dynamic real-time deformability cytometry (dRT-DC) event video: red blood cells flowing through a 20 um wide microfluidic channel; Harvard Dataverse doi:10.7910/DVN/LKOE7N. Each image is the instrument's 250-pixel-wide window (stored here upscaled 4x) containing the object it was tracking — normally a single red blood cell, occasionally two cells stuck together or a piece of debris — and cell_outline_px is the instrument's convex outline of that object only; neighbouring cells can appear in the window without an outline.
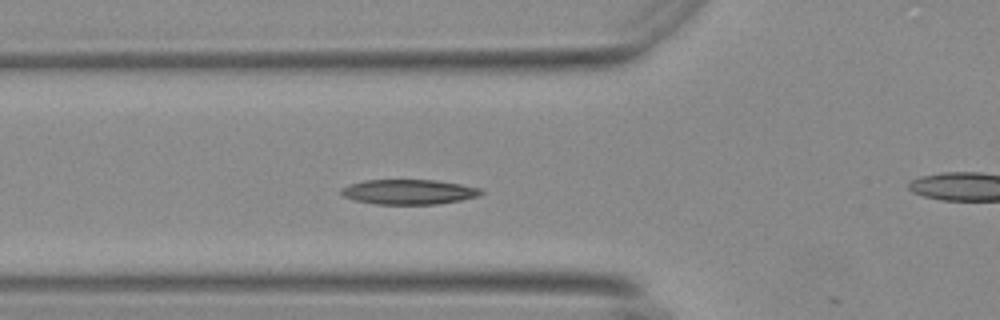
{"species": "Egyptian fruit bat (a non-hibernating species)", "species_latin": "Rousettus aegyptiacus", "temperature_condition": "warm", "stored_images_in_passage": 16, "camera_frame_rate_fps": 3000, "um_per_image_px": 0.085, "animal": {"sex": "female"}, "frame": {"image": 1, "passage_image": 15, "time_ms": 4.667, "image_size_px": [1000, 320], "cell_outline_px": [[484, 192], [480, 196], [460, 200], [436, 204], [376, 204], [356, 200], [344, 196], [340, 192], [340, 188], [348, 184], [364, 180], [436, 180], [460, 184], [480, 188]], "centroid_in_image_um": [34.74, 16.3], "position_along_channel_um": 91.1, "area_um2": 20.29}}